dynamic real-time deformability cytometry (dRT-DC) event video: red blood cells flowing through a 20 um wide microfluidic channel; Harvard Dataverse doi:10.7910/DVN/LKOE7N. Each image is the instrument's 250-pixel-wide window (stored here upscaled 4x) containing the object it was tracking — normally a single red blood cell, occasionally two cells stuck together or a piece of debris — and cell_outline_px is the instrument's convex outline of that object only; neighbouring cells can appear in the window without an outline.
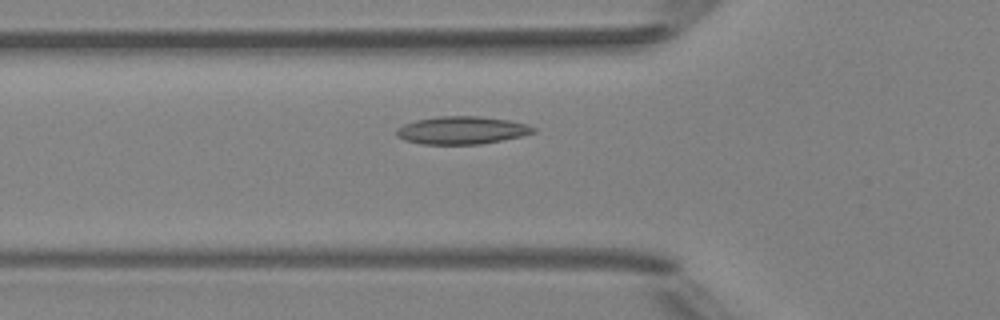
{"species": "Egyptian fruit bat (a non-hibernating species)", "species_latin": "Rousettus aegyptiacus", "temperature_condition": "room temperature", "stored_images_in_passage": 30, "camera_frame_rate_fps": 3000, "um_per_image_px": 0.085, "animal": {"sex": "female"}, "frame": {"image": 1, "passage_image": 3, "time_ms": 0.667, "image_size_px": [1000, 320], "cell_outline_px": [[536, 132], [520, 136], [480, 144], [420, 144], [404, 140], [396, 136], [396, 128], [404, 124], [416, 120], [440, 116], [480, 116], [508, 120], [528, 124], [536, 128]], "centroid_in_image_um": [39.23, 11.07], "position_along_channel_um": 86.6, "area_um2": 22.14}}
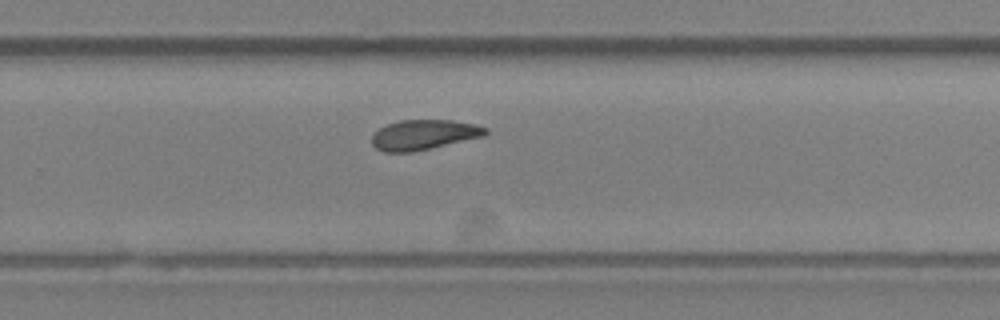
{"frame": {"image": 2, "passage_image": 18, "time_ms": 5.667, "image_size_px": [1000, 320], "cell_outline_px": [[488, 132], [484, 136], [412, 152], [384, 152], [376, 148], [372, 144], [372, 136], [380, 128], [388, 124], [400, 120], [452, 120], [476, 124], [488, 128]], "centroid_in_image_um": [36.04, 11.45], "position_along_channel_um": 293.8, "area_um2": 19.77}}
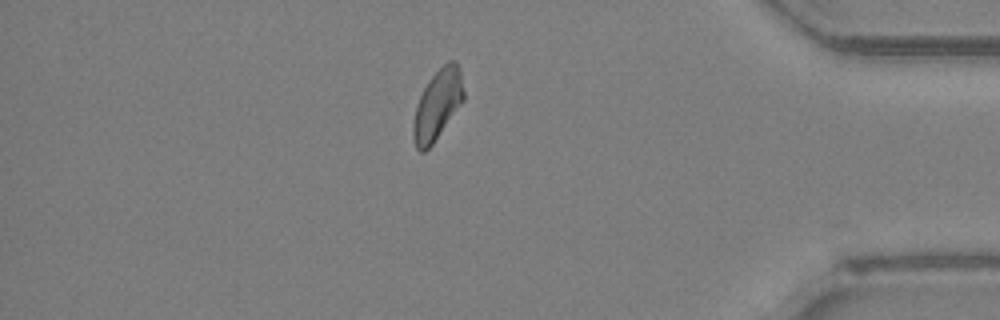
{"frame": {"image": 3, "passage_image": 28, "time_ms": 9.0, "image_size_px": [1000, 320], "cell_outline_px": [[464, 100], [432, 144], [424, 152], [420, 152], [416, 148], [412, 136], [412, 128], [416, 108], [420, 96], [428, 80], [448, 60], [456, 60], [460, 68], [464, 92]], "centroid_in_image_um": [37.19, 8.89], "position_along_channel_um": 398.0, "area_um2": 20.4}, "authors_computed_cell_mechanics": {"area_um2": 20.23, "velocity_mm_per_s": 4.1562, "shape_relaxation_time_tau1_ms": null, "shape_relaxation_time_tau2_ms": 1.7652, "deformation_change_tau1": null, "deformation_change_tau2": 0.0541}}